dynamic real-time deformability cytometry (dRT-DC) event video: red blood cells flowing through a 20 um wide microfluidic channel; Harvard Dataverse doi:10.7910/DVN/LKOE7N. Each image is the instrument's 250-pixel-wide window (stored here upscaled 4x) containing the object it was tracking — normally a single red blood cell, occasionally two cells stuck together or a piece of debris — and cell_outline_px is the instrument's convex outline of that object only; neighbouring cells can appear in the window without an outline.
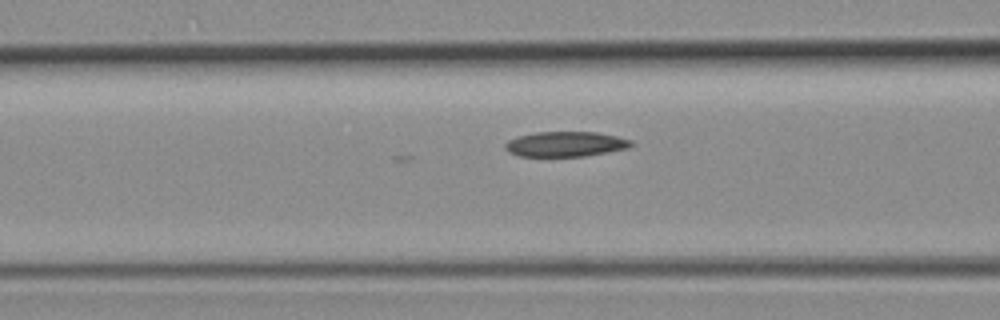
{"species": "common noctule bat (a hibernating species)", "species_latin": "Nyctalus noctula", "temperature_condition": "room temperature", "stored_images_in_passage": 18, "camera_frame_rate_fps": 3000, "um_per_image_px": 0.085, "animal": {"sex": "female", "body_mass_g": 19.3, "forearm_length_mm": 54.1}, "frame": {"image": 1, "passage_image": 17, "time_ms": 5.333, "image_size_px": [1000, 320], "cell_outline_px": [[636, 144], [628, 148], [608, 152], [584, 156], [520, 156], [508, 152], [504, 148], [504, 144], [508, 140], [516, 136], [536, 132], [596, 132], [616, 136], [632, 140]], "centroid_in_image_um": [48.07, 12.24], "position_along_channel_um": 118.5, "area_um2": 18.55}}